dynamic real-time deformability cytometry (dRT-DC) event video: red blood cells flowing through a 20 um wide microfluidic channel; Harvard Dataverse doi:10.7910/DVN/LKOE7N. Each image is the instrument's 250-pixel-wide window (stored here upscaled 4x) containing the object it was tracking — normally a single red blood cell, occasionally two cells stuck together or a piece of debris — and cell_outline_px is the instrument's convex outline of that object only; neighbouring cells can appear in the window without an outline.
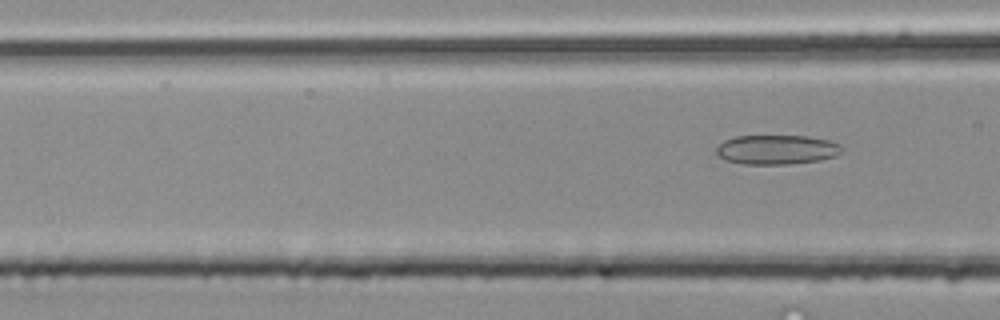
{"species": "common noctule bat (a hibernating species)", "species_latin": "Nyctalus noctula", "temperature_condition": "room temperature", "stored_images_in_passage": 4, "camera_frame_rate_fps": 3000, "um_per_image_px": 0.085, "animal": {"sex": "male", "body_mass_g": 20.4}, "frame": {"image": 1, "passage_image": 4, "time_ms": 1.0, "image_size_px": [1000, 320], "cell_outline_px": [[844, 148], [840, 152], [832, 156], [820, 160], [788, 164], [740, 164], [716, 156], [716, 148], [724, 140], [736, 136], [808, 136], [828, 140], [840, 144]], "centroid_in_image_um": [65.99, 12.72], "position_along_channel_um": 100.6, "area_um2": 21.5}}